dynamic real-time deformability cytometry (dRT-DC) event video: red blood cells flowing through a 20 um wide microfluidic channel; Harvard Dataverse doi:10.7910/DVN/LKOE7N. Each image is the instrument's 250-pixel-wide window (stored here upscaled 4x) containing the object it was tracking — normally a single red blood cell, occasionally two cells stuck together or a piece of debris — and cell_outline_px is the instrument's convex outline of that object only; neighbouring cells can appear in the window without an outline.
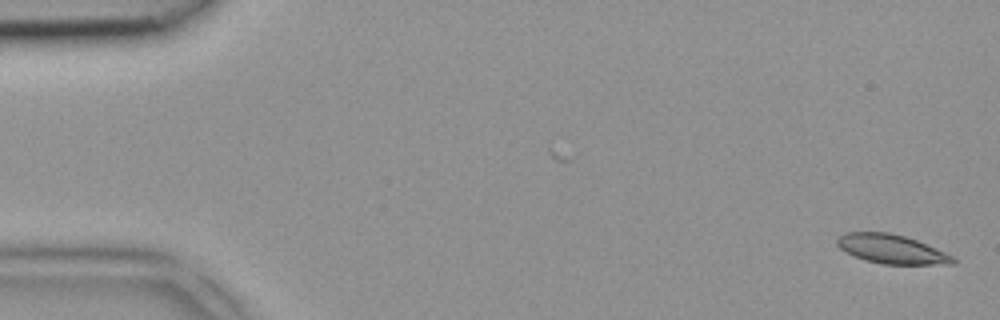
{"species": "common noctule bat (a hibernating species)", "species_latin": "Nyctalus noctula", "temperature_condition": "room temperature", "stored_images_in_passage": 4, "camera_frame_rate_fps": 3000, "um_per_image_px": 0.085, "animal": {"sex": "female", "body_mass_g": 18.4}, "frame": {"image": 1, "passage_image": 1, "time_ms": 0.0, "image_size_px": [1000, 320], "cell_outline_px": [[956, 264], [884, 264], [864, 260], [840, 248], [836, 244], [836, 240], [844, 232], [888, 232], [904, 236], [916, 240], [936, 248], [952, 256], [956, 260]], "centroid_in_image_um": [75.78, 21.17], "position_along_channel_um": 9.2, "area_um2": 19.42}}
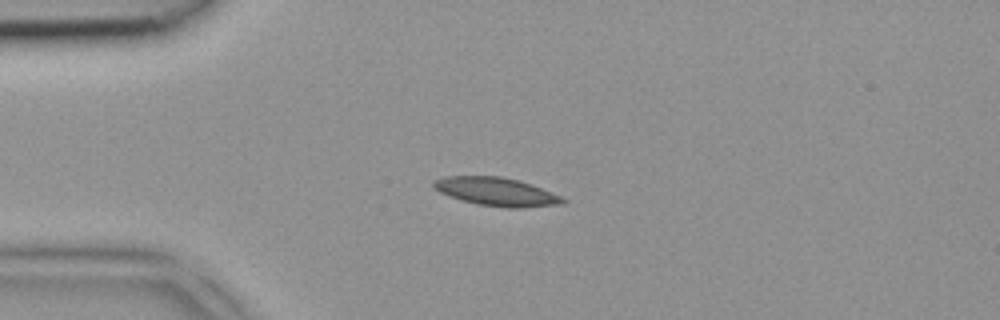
{"frame": {"image": 2, "passage_image": 4, "time_ms": 1.0, "image_size_px": [1000, 320], "cell_outline_px": [[568, 200], [564, 204], [520, 208], [508, 208], [476, 204], [460, 200], [448, 196], [432, 188], [432, 180], [444, 176], [500, 176], [532, 184], [560, 196]], "centroid_in_image_um": [42.15, 16.3], "position_along_channel_um": 42.8, "area_um2": 21.56}}